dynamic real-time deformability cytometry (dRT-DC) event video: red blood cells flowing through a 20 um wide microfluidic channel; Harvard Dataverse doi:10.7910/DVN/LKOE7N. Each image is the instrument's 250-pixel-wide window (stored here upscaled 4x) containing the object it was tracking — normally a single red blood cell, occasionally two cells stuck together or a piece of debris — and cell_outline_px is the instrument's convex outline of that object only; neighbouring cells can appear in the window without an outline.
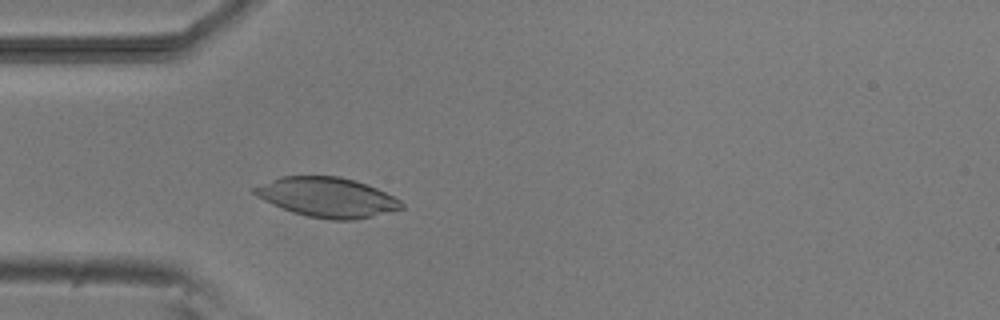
{"species": "common noctule bat (a hibernating species)", "species_latin": "Nyctalus noctula", "temperature_condition": "room temperature", "stored_images_in_passage": 3, "camera_frame_rate_fps": 3000, "um_per_image_px": 0.085, "animal": {"sex": "male", "body_mass_g": 20.5, "forearm_length_mm": 52.5}, "frame": {"image": 1, "passage_image": 3, "time_ms": 2.333, "image_size_px": [1000, 320], "cell_outline_px": [[404, 208], [356, 220], [328, 220], [308, 216], [292, 212], [272, 204], [256, 196], [252, 192], [252, 188], [280, 176], [340, 176], [356, 180], [376, 188], [400, 200], [404, 204]], "centroid_in_image_um": [27.8, 16.77], "position_along_channel_um": 57.2, "area_um2": 33.99}}